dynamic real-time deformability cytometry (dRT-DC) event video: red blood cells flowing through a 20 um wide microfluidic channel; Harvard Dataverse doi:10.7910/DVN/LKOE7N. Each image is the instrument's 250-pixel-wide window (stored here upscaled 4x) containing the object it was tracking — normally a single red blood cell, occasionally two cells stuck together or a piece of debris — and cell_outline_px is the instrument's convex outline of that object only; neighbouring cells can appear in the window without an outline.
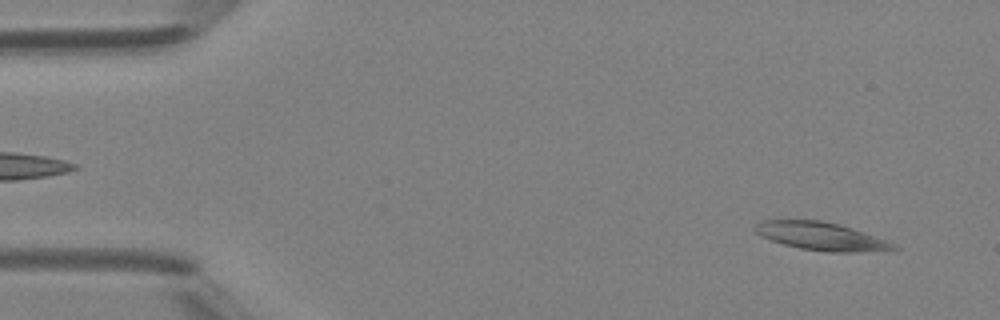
{"species": "Egyptian fruit bat (a non-hibernating species)", "species_latin": "Rousettus aegyptiacus", "temperature_condition": "room temperature", "stored_images_in_passage": 48, "camera_frame_rate_fps": 3000, "um_per_image_px": 0.085, "animal": {"sex": "female"}, "frame": {"image": 1, "passage_image": 4, "time_ms": 1.0, "image_size_px": [1000, 320], "cell_outline_px": [[900, 248], [852, 252], [828, 252], [800, 248], [784, 244], [772, 240], [756, 232], [752, 228], [760, 220], [820, 220], [852, 228], [884, 240]], "centroid_in_image_um": [69.7, 20.07], "position_along_channel_um": 15.3, "area_um2": 21.91}}
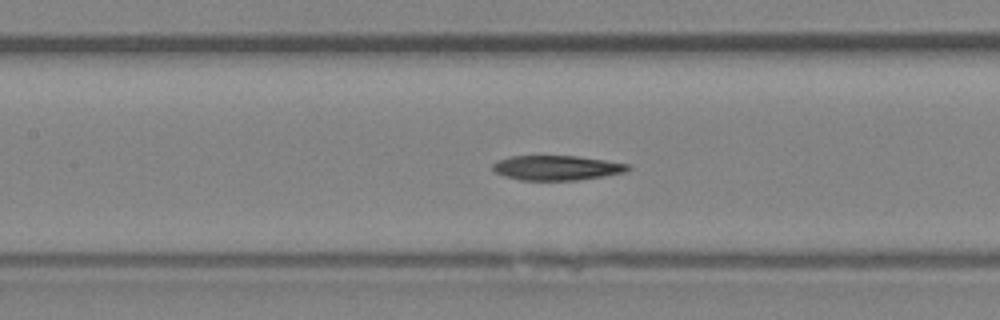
{"frame": {"image": 2, "passage_image": 22, "time_ms": 7.0, "image_size_px": [1000, 320], "cell_outline_px": [[632, 168], [624, 172], [604, 176], [576, 180], [520, 180], [504, 176], [496, 172], [492, 168], [492, 164], [496, 160], [512, 156], [576, 156], [632, 164]], "centroid_in_image_um": [47.33, 14.26], "position_along_channel_um": 160.1, "area_um2": 19.54}}
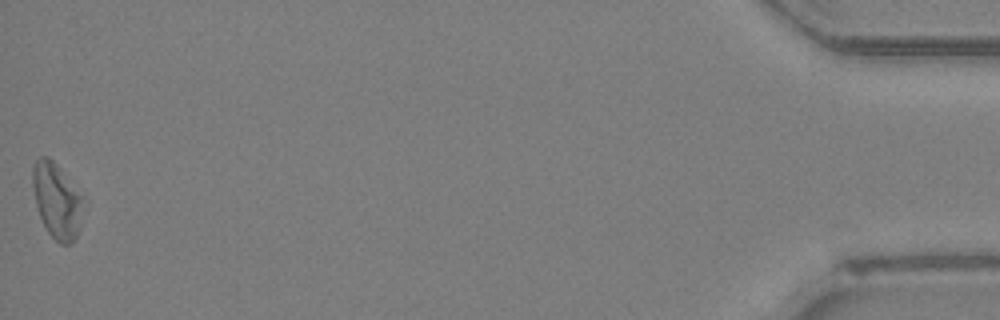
{"frame": {"image": 3, "passage_image": 48, "time_ms": 15.667, "image_size_px": [1000, 320], "cell_outline_px": [[80, 200], [76, 236], [72, 244], [60, 244], [48, 232], [40, 216], [36, 204], [32, 184], [32, 164], [40, 156], [48, 156], [56, 164], [80, 196]], "centroid_in_image_um": [4.73, 17.02], "position_along_channel_um": 430.5, "area_um2": 20.92}}